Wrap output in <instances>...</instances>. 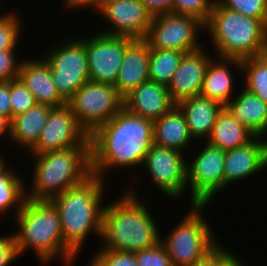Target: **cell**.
<instances>
[{"mask_svg":"<svg viewBox=\"0 0 267 266\" xmlns=\"http://www.w3.org/2000/svg\"><path fill=\"white\" fill-rule=\"evenodd\" d=\"M260 138L261 136H255L246 145L225 151L224 188L267 167L264 146Z\"/></svg>","mask_w":267,"mask_h":266,"instance_id":"ac0fdd59","label":"cell"},{"mask_svg":"<svg viewBox=\"0 0 267 266\" xmlns=\"http://www.w3.org/2000/svg\"><path fill=\"white\" fill-rule=\"evenodd\" d=\"M175 105L167 86L151 80L140 84L124 98V108L152 121L162 117Z\"/></svg>","mask_w":267,"mask_h":266,"instance_id":"e0dca14e","label":"cell"},{"mask_svg":"<svg viewBox=\"0 0 267 266\" xmlns=\"http://www.w3.org/2000/svg\"><path fill=\"white\" fill-rule=\"evenodd\" d=\"M31 156L36 158L32 175L34 187L29 192L26 190V199L51 200L92 175L90 145Z\"/></svg>","mask_w":267,"mask_h":266,"instance_id":"8992f818","label":"cell"},{"mask_svg":"<svg viewBox=\"0 0 267 266\" xmlns=\"http://www.w3.org/2000/svg\"><path fill=\"white\" fill-rule=\"evenodd\" d=\"M66 105L90 136L124 107V98L113 85L89 80L66 101Z\"/></svg>","mask_w":267,"mask_h":266,"instance_id":"ba28073f","label":"cell"},{"mask_svg":"<svg viewBox=\"0 0 267 266\" xmlns=\"http://www.w3.org/2000/svg\"><path fill=\"white\" fill-rule=\"evenodd\" d=\"M241 68L245 76L243 87L267 104V53L241 60Z\"/></svg>","mask_w":267,"mask_h":266,"instance_id":"83f0119b","label":"cell"},{"mask_svg":"<svg viewBox=\"0 0 267 266\" xmlns=\"http://www.w3.org/2000/svg\"><path fill=\"white\" fill-rule=\"evenodd\" d=\"M12 171L6 167L0 172V214L16 206L17 215L26 200L23 178L15 176Z\"/></svg>","mask_w":267,"mask_h":266,"instance_id":"f1b7e54d","label":"cell"},{"mask_svg":"<svg viewBox=\"0 0 267 266\" xmlns=\"http://www.w3.org/2000/svg\"><path fill=\"white\" fill-rule=\"evenodd\" d=\"M218 243L207 254L200 258L193 266H225L234 255Z\"/></svg>","mask_w":267,"mask_h":266,"instance_id":"8d00e7d4","label":"cell"},{"mask_svg":"<svg viewBox=\"0 0 267 266\" xmlns=\"http://www.w3.org/2000/svg\"><path fill=\"white\" fill-rule=\"evenodd\" d=\"M177 106L184 113L193 140L208 139L217 115L224 107L218 101L201 95L184 99Z\"/></svg>","mask_w":267,"mask_h":266,"instance_id":"44dd1931","label":"cell"},{"mask_svg":"<svg viewBox=\"0 0 267 266\" xmlns=\"http://www.w3.org/2000/svg\"><path fill=\"white\" fill-rule=\"evenodd\" d=\"M127 36L97 33L85 38L90 81L115 85L127 45Z\"/></svg>","mask_w":267,"mask_h":266,"instance_id":"7c38bea8","label":"cell"},{"mask_svg":"<svg viewBox=\"0 0 267 266\" xmlns=\"http://www.w3.org/2000/svg\"><path fill=\"white\" fill-rule=\"evenodd\" d=\"M2 155H1V153H0V172L2 171V170H4L6 167H8V166H6L7 164H6V160H5V158H3V156L1 157ZM5 160V161H4Z\"/></svg>","mask_w":267,"mask_h":266,"instance_id":"ee69618b","label":"cell"},{"mask_svg":"<svg viewBox=\"0 0 267 266\" xmlns=\"http://www.w3.org/2000/svg\"><path fill=\"white\" fill-rule=\"evenodd\" d=\"M135 260L138 266H170V257L166 249L157 243L153 247L134 252Z\"/></svg>","mask_w":267,"mask_h":266,"instance_id":"e575fe53","label":"cell"},{"mask_svg":"<svg viewBox=\"0 0 267 266\" xmlns=\"http://www.w3.org/2000/svg\"><path fill=\"white\" fill-rule=\"evenodd\" d=\"M15 217L19 230L13 237L18 257L31 248L43 264L59 256L66 266L74 264L77 257L64 244L60 214L50 200L26 199Z\"/></svg>","mask_w":267,"mask_h":266,"instance_id":"3957f363","label":"cell"},{"mask_svg":"<svg viewBox=\"0 0 267 266\" xmlns=\"http://www.w3.org/2000/svg\"><path fill=\"white\" fill-rule=\"evenodd\" d=\"M43 59L50 65L59 95L67 101L89 78L85 38L57 44Z\"/></svg>","mask_w":267,"mask_h":266,"instance_id":"9c48e42d","label":"cell"},{"mask_svg":"<svg viewBox=\"0 0 267 266\" xmlns=\"http://www.w3.org/2000/svg\"><path fill=\"white\" fill-rule=\"evenodd\" d=\"M225 107L255 136H266L267 104L257 95L244 88Z\"/></svg>","mask_w":267,"mask_h":266,"instance_id":"603a6c76","label":"cell"},{"mask_svg":"<svg viewBox=\"0 0 267 266\" xmlns=\"http://www.w3.org/2000/svg\"><path fill=\"white\" fill-rule=\"evenodd\" d=\"M18 258L13 234L0 236V266H9Z\"/></svg>","mask_w":267,"mask_h":266,"instance_id":"74e56055","label":"cell"},{"mask_svg":"<svg viewBox=\"0 0 267 266\" xmlns=\"http://www.w3.org/2000/svg\"><path fill=\"white\" fill-rule=\"evenodd\" d=\"M204 50L188 52L174 72L167 88L172 101L177 105L180 101L199 96L204 83L205 73L209 62L212 60Z\"/></svg>","mask_w":267,"mask_h":266,"instance_id":"2e32d148","label":"cell"},{"mask_svg":"<svg viewBox=\"0 0 267 266\" xmlns=\"http://www.w3.org/2000/svg\"><path fill=\"white\" fill-rule=\"evenodd\" d=\"M202 28L204 23L197 17L168 12L153 16L145 40L150 48L193 52L203 46L197 38Z\"/></svg>","mask_w":267,"mask_h":266,"instance_id":"30bf717a","label":"cell"},{"mask_svg":"<svg viewBox=\"0 0 267 266\" xmlns=\"http://www.w3.org/2000/svg\"><path fill=\"white\" fill-rule=\"evenodd\" d=\"M90 145L89 134L81 127L67 105L52 108L31 155L56 151L71 146Z\"/></svg>","mask_w":267,"mask_h":266,"instance_id":"5bb4252c","label":"cell"},{"mask_svg":"<svg viewBox=\"0 0 267 266\" xmlns=\"http://www.w3.org/2000/svg\"><path fill=\"white\" fill-rule=\"evenodd\" d=\"M90 266H138L134 252L112 251L101 248L94 254ZM88 265V266H89Z\"/></svg>","mask_w":267,"mask_h":266,"instance_id":"836d02e7","label":"cell"},{"mask_svg":"<svg viewBox=\"0 0 267 266\" xmlns=\"http://www.w3.org/2000/svg\"><path fill=\"white\" fill-rule=\"evenodd\" d=\"M105 0H65V6L71 10L79 9V8H87V7H96L95 9H99Z\"/></svg>","mask_w":267,"mask_h":266,"instance_id":"60d3db41","label":"cell"},{"mask_svg":"<svg viewBox=\"0 0 267 266\" xmlns=\"http://www.w3.org/2000/svg\"><path fill=\"white\" fill-rule=\"evenodd\" d=\"M216 0H173L172 13L197 17L204 24L208 21Z\"/></svg>","mask_w":267,"mask_h":266,"instance_id":"d6a6232c","label":"cell"},{"mask_svg":"<svg viewBox=\"0 0 267 266\" xmlns=\"http://www.w3.org/2000/svg\"><path fill=\"white\" fill-rule=\"evenodd\" d=\"M204 207L207 206L191 205L190 211L168 237L160 239L172 265L193 266L218 244L209 223L202 216Z\"/></svg>","mask_w":267,"mask_h":266,"instance_id":"52a82bcc","label":"cell"},{"mask_svg":"<svg viewBox=\"0 0 267 266\" xmlns=\"http://www.w3.org/2000/svg\"><path fill=\"white\" fill-rule=\"evenodd\" d=\"M52 107L36 104L11 120V140L28 151L37 143Z\"/></svg>","mask_w":267,"mask_h":266,"instance_id":"484cf974","label":"cell"},{"mask_svg":"<svg viewBox=\"0 0 267 266\" xmlns=\"http://www.w3.org/2000/svg\"><path fill=\"white\" fill-rule=\"evenodd\" d=\"M113 28L102 33L145 39L153 16L140 0H105L97 10Z\"/></svg>","mask_w":267,"mask_h":266,"instance_id":"9a60e30c","label":"cell"},{"mask_svg":"<svg viewBox=\"0 0 267 266\" xmlns=\"http://www.w3.org/2000/svg\"><path fill=\"white\" fill-rule=\"evenodd\" d=\"M191 140L186 118L177 105L153 121V144L183 152Z\"/></svg>","mask_w":267,"mask_h":266,"instance_id":"7402d4cb","label":"cell"},{"mask_svg":"<svg viewBox=\"0 0 267 266\" xmlns=\"http://www.w3.org/2000/svg\"><path fill=\"white\" fill-rule=\"evenodd\" d=\"M232 64L233 67L239 69L238 71L242 70L241 60L238 59L221 58L219 62L211 60L205 73L200 95L226 106L233 98L231 95L233 94L234 81L232 71L229 69Z\"/></svg>","mask_w":267,"mask_h":266,"instance_id":"cb8c5ba5","label":"cell"},{"mask_svg":"<svg viewBox=\"0 0 267 266\" xmlns=\"http://www.w3.org/2000/svg\"><path fill=\"white\" fill-rule=\"evenodd\" d=\"M10 81H0V114L11 120Z\"/></svg>","mask_w":267,"mask_h":266,"instance_id":"ab89813d","label":"cell"},{"mask_svg":"<svg viewBox=\"0 0 267 266\" xmlns=\"http://www.w3.org/2000/svg\"><path fill=\"white\" fill-rule=\"evenodd\" d=\"M234 256L225 266H244L242 262H240V258H236Z\"/></svg>","mask_w":267,"mask_h":266,"instance_id":"7bdbcfd3","label":"cell"},{"mask_svg":"<svg viewBox=\"0 0 267 266\" xmlns=\"http://www.w3.org/2000/svg\"><path fill=\"white\" fill-rule=\"evenodd\" d=\"M152 16L171 12L173 0H140Z\"/></svg>","mask_w":267,"mask_h":266,"instance_id":"f35d334b","label":"cell"},{"mask_svg":"<svg viewBox=\"0 0 267 266\" xmlns=\"http://www.w3.org/2000/svg\"><path fill=\"white\" fill-rule=\"evenodd\" d=\"M149 53L150 46L145 39H133L127 45L114 85L123 98L149 80Z\"/></svg>","mask_w":267,"mask_h":266,"instance_id":"d6986e66","label":"cell"},{"mask_svg":"<svg viewBox=\"0 0 267 266\" xmlns=\"http://www.w3.org/2000/svg\"><path fill=\"white\" fill-rule=\"evenodd\" d=\"M133 190H127L118 200L105 205L101 240L103 249L136 252L160 242L157 225Z\"/></svg>","mask_w":267,"mask_h":266,"instance_id":"7a4b0ae2","label":"cell"},{"mask_svg":"<svg viewBox=\"0 0 267 266\" xmlns=\"http://www.w3.org/2000/svg\"><path fill=\"white\" fill-rule=\"evenodd\" d=\"M262 142H263V146H264V152H265V156H266V159H267V140H263L262 139Z\"/></svg>","mask_w":267,"mask_h":266,"instance_id":"f6af8a7d","label":"cell"},{"mask_svg":"<svg viewBox=\"0 0 267 266\" xmlns=\"http://www.w3.org/2000/svg\"><path fill=\"white\" fill-rule=\"evenodd\" d=\"M195 156L194 161L186 165L191 205H207L224 188L225 151L206 142Z\"/></svg>","mask_w":267,"mask_h":266,"instance_id":"8fae6325","label":"cell"},{"mask_svg":"<svg viewBox=\"0 0 267 266\" xmlns=\"http://www.w3.org/2000/svg\"><path fill=\"white\" fill-rule=\"evenodd\" d=\"M143 165L149 171L153 184L167 197L178 198L188 191L187 162L183 152L153 144Z\"/></svg>","mask_w":267,"mask_h":266,"instance_id":"4fadbf2b","label":"cell"},{"mask_svg":"<svg viewBox=\"0 0 267 266\" xmlns=\"http://www.w3.org/2000/svg\"><path fill=\"white\" fill-rule=\"evenodd\" d=\"M89 139L92 174L105 180L107 169L143 164L153 145V121L123 107Z\"/></svg>","mask_w":267,"mask_h":266,"instance_id":"6da1fadb","label":"cell"},{"mask_svg":"<svg viewBox=\"0 0 267 266\" xmlns=\"http://www.w3.org/2000/svg\"><path fill=\"white\" fill-rule=\"evenodd\" d=\"M4 133L11 136V120L0 114V136Z\"/></svg>","mask_w":267,"mask_h":266,"instance_id":"b9f144b4","label":"cell"},{"mask_svg":"<svg viewBox=\"0 0 267 266\" xmlns=\"http://www.w3.org/2000/svg\"><path fill=\"white\" fill-rule=\"evenodd\" d=\"M221 6L244 16L261 19L267 25V0H216Z\"/></svg>","mask_w":267,"mask_h":266,"instance_id":"1f68e13d","label":"cell"},{"mask_svg":"<svg viewBox=\"0 0 267 266\" xmlns=\"http://www.w3.org/2000/svg\"><path fill=\"white\" fill-rule=\"evenodd\" d=\"M184 54L177 50L150 48L149 80L168 86Z\"/></svg>","mask_w":267,"mask_h":266,"instance_id":"4316f807","label":"cell"},{"mask_svg":"<svg viewBox=\"0 0 267 266\" xmlns=\"http://www.w3.org/2000/svg\"><path fill=\"white\" fill-rule=\"evenodd\" d=\"M104 181L92 174L83 183L68 188L50 200L60 214L64 244L76 256L88 234L94 232L101 238L105 208L101 205Z\"/></svg>","mask_w":267,"mask_h":266,"instance_id":"277c9868","label":"cell"},{"mask_svg":"<svg viewBox=\"0 0 267 266\" xmlns=\"http://www.w3.org/2000/svg\"><path fill=\"white\" fill-rule=\"evenodd\" d=\"M254 137L224 106L217 115L207 143L227 151L246 145Z\"/></svg>","mask_w":267,"mask_h":266,"instance_id":"d4e9b609","label":"cell"},{"mask_svg":"<svg viewBox=\"0 0 267 266\" xmlns=\"http://www.w3.org/2000/svg\"><path fill=\"white\" fill-rule=\"evenodd\" d=\"M8 12L0 15V51L15 50L21 33L18 14ZM17 15V16H16Z\"/></svg>","mask_w":267,"mask_h":266,"instance_id":"4dcf8cb0","label":"cell"},{"mask_svg":"<svg viewBox=\"0 0 267 266\" xmlns=\"http://www.w3.org/2000/svg\"><path fill=\"white\" fill-rule=\"evenodd\" d=\"M11 120L37 104L35 96L18 77L10 81Z\"/></svg>","mask_w":267,"mask_h":266,"instance_id":"f546056e","label":"cell"},{"mask_svg":"<svg viewBox=\"0 0 267 266\" xmlns=\"http://www.w3.org/2000/svg\"><path fill=\"white\" fill-rule=\"evenodd\" d=\"M204 27L218 58L244 60L267 53V25L261 19L244 16L215 1Z\"/></svg>","mask_w":267,"mask_h":266,"instance_id":"5b68a950","label":"cell"},{"mask_svg":"<svg viewBox=\"0 0 267 266\" xmlns=\"http://www.w3.org/2000/svg\"><path fill=\"white\" fill-rule=\"evenodd\" d=\"M15 50L0 51V81H11L19 76L21 61L16 60Z\"/></svg>","mask_w":267,"mask_h":266,"instance_id":"d590c367","label":"cell"},{"mask_svg":"<svg viewBox=\"0 0 267 266\" xmlns=\"http://www.w3.org/2000/svg\"><path fill=\"white\" fill-rule=\"evenodd\" d=\"M18 78L35 96L38 104H45L52 108L66 105V101L56 90L50 65L45 59L28 58L21 61Z\"/></svg>","mask_w":267,"mask_h":266,"instance_id":"ffe728a7","label":"cell"}]
</instances>
